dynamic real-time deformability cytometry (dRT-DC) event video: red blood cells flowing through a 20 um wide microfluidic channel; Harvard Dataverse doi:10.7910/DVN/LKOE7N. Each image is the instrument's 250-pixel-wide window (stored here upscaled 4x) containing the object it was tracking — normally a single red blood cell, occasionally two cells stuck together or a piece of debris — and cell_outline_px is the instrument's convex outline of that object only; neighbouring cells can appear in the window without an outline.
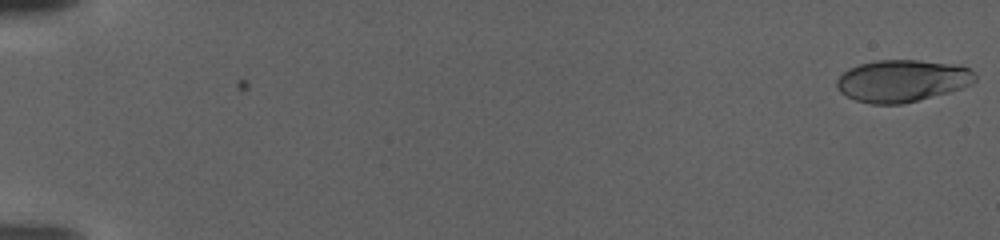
{"species": "human", "species_latin": "Homo sapiens", "temperature_condition": "warm", "stored_images_in_passage": 2, "camera_frame_rate_fps": 3000, "um_per_image_px": 0.085, "donor": {"sex": "female"}, "frame": {"image": 1, "passage_image": 1, "time_ms": 0.0, "image_size_px": [1000, 240], "cell_outline_px": [[976, 80], [972, 84], [948, 92], [900, 104], [872, 104], [856, 100], [840, 92], [836, 88], [836, 80], [848, 68], [860, 64], [876, 60], [920, 60], [960, 64], [968, 68], [976, 76]], "centroid_in_image_um": [76.68, 6.85], "position_along_channel_um": 8.3, "area_um2": 33.87}}